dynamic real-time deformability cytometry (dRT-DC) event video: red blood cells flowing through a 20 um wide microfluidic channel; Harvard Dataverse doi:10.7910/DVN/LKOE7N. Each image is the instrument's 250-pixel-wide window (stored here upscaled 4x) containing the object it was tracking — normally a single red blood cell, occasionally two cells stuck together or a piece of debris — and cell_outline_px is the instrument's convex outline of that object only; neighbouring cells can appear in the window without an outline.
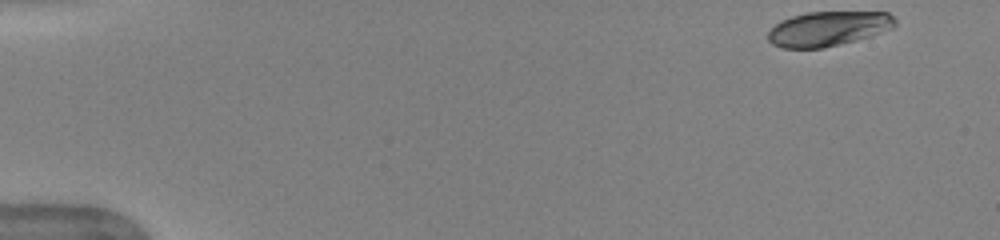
{"species": "human", "species_latin": "Homo sapiens", "temperature_condition": "warm", "stored_images_in_passage": 48, "camera_frame_rate_fps": 3000, "um_per_image_px": 0.085, "donor": {"sex": "female"}, "frame": {"image": 1, "passage_image": 1, "time_ms": 0.0, "image_size_px": [1000, 240], "cell_outline_px": [[896, 24], [892, 28], [872, 36], [824, 48], [784, 48], [772, 44], [768, 40], [768, 32], [780, 20], [792, 16], [808, 12], [888, 12], [896, 20]], "centroid_in_image_um": [70.4, 2.44], "position_along_channel_um": 14.6, "area_um2": 25.72}}
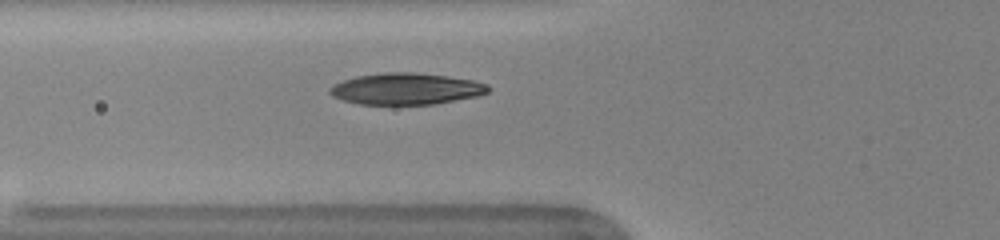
{"frame": {"image": 2, "passage_image": 17, "time_ms": 5.333, "image_size_px": [1000, 240], "cell_outline_px": [[488, 92], [476, 96], [432, 104], [360, 104], [344, 100], [332, 96], [328, 92], [328, 88], [332, 84], [356, 76], [384, 72], [416, 72], [448, 76], [472, 80], [488, 84]], "centroid_in_image_um": [34.47, 7.54], "position_along_channel_um": 91.3, "area_um2": 28.96}}
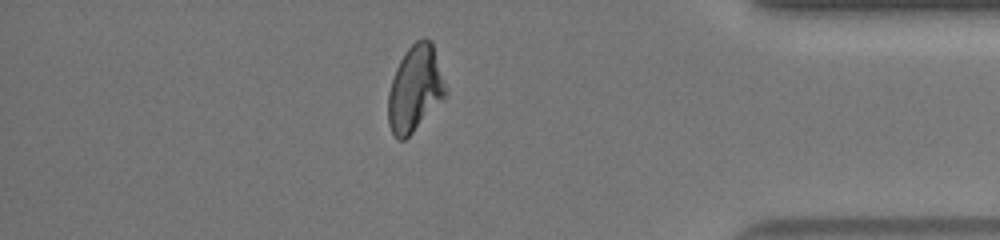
{"frame": {"image": 3, "passage_image": 42, "time_ms": 13.667, "image_size_px": [1000, 240], "cell_outline_px": [[448, 92], [412, 132], [404, 140], [400, 140], [392, 132], [388, 124], [388, 92], [396, 68], [400, 60], [408, 48], [416, 40], [424, 36], [432, 40]], "centroid_in_image_um": [35.27, 7.48], "position_along_channel_um": 399.9, "area_um2": 28.44}, "authors_computed_cell_mechanics": {"area_um2": 28.7555, "velocity_mm_per_s": 4.0057, "shape_relaxation_time_tau1_ms": 4.4236, "shape_relaxation_time_tau2_ms": 0.9891, "deformation_change_tau1": 0.186, "deformation_change_tau2": 0.0521}}